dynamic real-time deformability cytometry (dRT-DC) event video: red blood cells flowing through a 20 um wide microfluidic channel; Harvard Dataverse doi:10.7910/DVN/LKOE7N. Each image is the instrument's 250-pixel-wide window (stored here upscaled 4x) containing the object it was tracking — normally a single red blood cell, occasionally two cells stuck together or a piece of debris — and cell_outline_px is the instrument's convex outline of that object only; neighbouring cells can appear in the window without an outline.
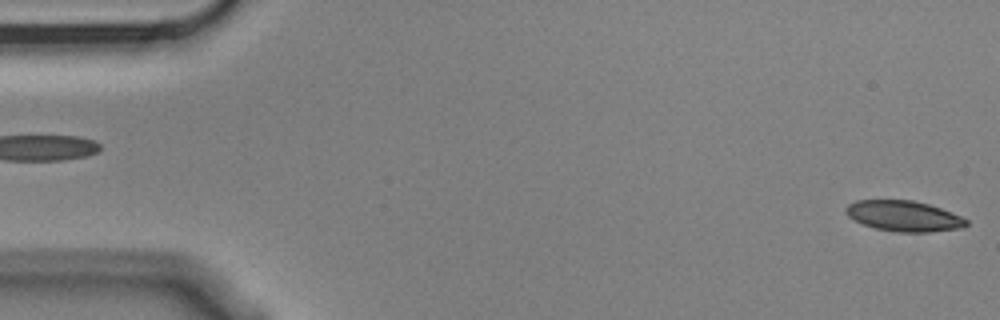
{"species": "Egyptian fruit bat (a non-hibernating species)", "species_latin": "Rousettus aegyptiacus", "temperature_condition": "cold", "stored_images_in_passage": 6, "segment_of_instrument_passage": [2, 2], "camera_frame_rate_fps": 3000, "um_per_image_px": 0.085, "animal": {"sex": "male"}, "frame": {"image": 1, "passage_image": 6, "time_ms": 1.667, "image_size_px": [1000, 320], "cell_outline_px": [[968, 224], [964, 228], [928, 232], [896, 232], [876, 228], [864, 224], [848, 216], [844, 212], [844, 208], [848, 204], [856, 200], [912, 200], [928, 204], [952, 212], [968, 220]], "centroid_in_image_um": [76.83, 18.36], "position_along_channel_um": 8.2, "area_um2": 21.5}}